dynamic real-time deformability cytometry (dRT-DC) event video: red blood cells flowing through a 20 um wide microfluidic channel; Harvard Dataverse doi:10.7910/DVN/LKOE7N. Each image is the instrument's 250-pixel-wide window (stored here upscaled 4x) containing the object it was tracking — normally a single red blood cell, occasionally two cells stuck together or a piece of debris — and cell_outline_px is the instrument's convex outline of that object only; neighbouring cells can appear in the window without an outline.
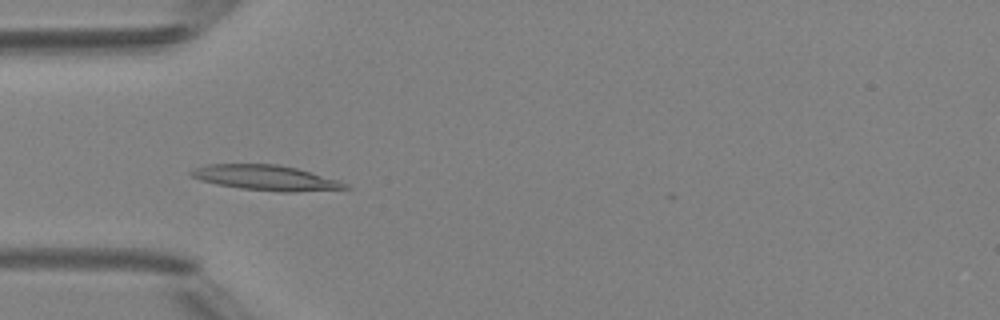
{"species": "Egyptian fruit bat (a non-hibernating species)", "species_latin": "Rousettus aegyptiacus", "temperature_condition": "room temperature", "stored_images_in_passage": 47, "camera_frame_rate_fps": 3000, "um_per_image_px": 0.085, "animal": {"sex": "female"}, "frame": {"image": 1, "passage_image": 14, "time_ms": 4.333, "image_size_px": [1000, 320], "cell_outline_px": [[352, 188], [292, 192], [280, 192], [240, 188], [216, 184], [200, 180], [192, 176], [188, 172], [196, 168], [208, 164], [276, 164], [296, 168], [340, 180], [348, 184]], "centroid_in_image_um": [22.63, 15.11], "position_along_channel_um": 62.4, "area_um2": 22.54}}
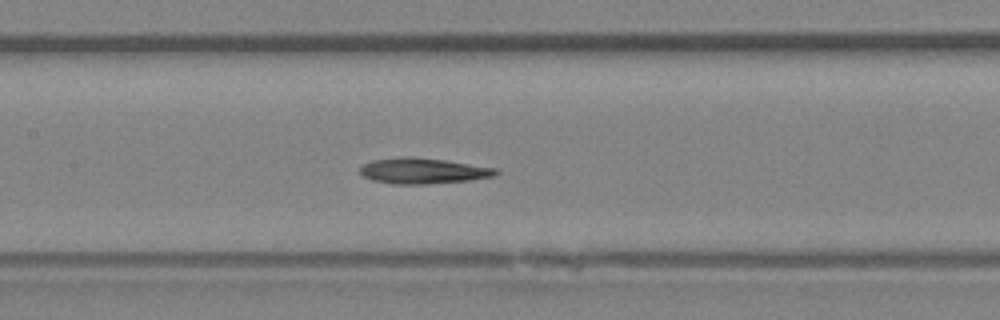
{"frame": {"image": 2, "passage_image": 22, "time_ms": 7.0, "image_size_px": [1000, 320], "cell_outline_px": [[500, 172], [496, 176], [468, 180], [424, 184], [392, 184], [372, 180], [360, 176], [360, 168], [364, 164], [372, 160], [444, 160], [496, 168]], "centroid_in_image_um": [36.0, 14.58], "position_along_channel_um": 171.4, "area_um2": 19.25}}
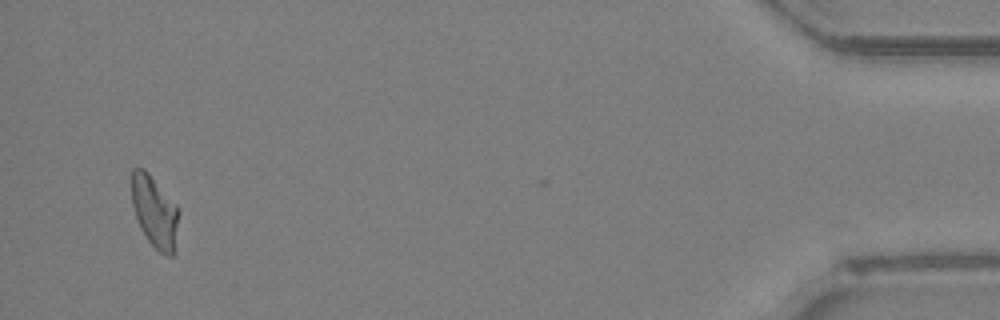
{"frame": {"image": 3, "passage_image": 46, "time_ms": 15.0, "image_size_px": [1000, 320], "cell_outline_px": [[176, 224], [172, 256], [164, 256], [148, 240], [140, 228], [132, 204], [132, 168], [144, 168], [148, 172], [176, 204]], "centroid_in_image_um": [13.09, 17.95], "position_along_channel_um": 422.1, "area_um2": 18.9}}